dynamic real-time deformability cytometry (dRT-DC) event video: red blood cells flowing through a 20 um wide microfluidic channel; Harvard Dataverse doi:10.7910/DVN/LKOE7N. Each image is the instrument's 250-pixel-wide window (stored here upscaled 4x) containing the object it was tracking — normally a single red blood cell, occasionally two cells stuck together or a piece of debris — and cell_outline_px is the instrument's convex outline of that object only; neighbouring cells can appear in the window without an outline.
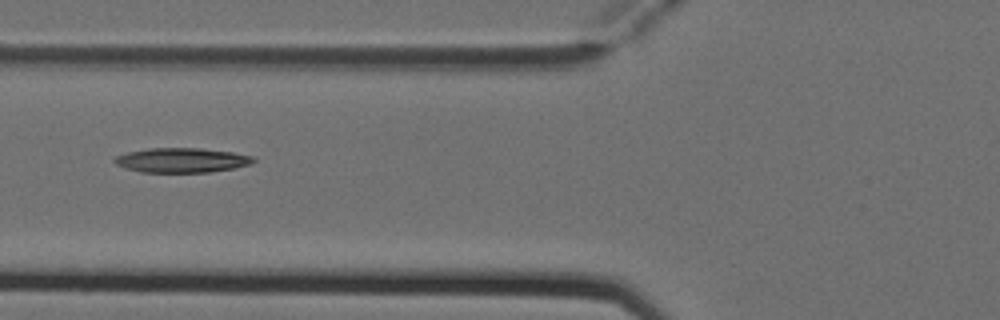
{"species": "Egyptian fruit bat (a non-hibernating species)", "species_latin": "Rousettus aegyptiacus", "temperature_condition": "cold", "stored_images_in_passage": 5, "camera_frame_rate_fps": 3000, "um_per_image_px": 0.085, "animal": {"sex": "female"}, "frame": {"image": 1, "passage_image": 4, "time_ms": 1.0, "image_size_px": [1000, 320], "cell_outline_px": [[256, 160], [252, 164], [232, 168], [208, 172], [140, 172], [116, 164], [112, 160], [116, 156], [128, 152], [148, 148], [200, 148], [232, 152], [252, 156]], "centroid_in_image_um": [15.45, 13.61], "position_along_channel_um": 110.4, "area_um2": 19.77}}
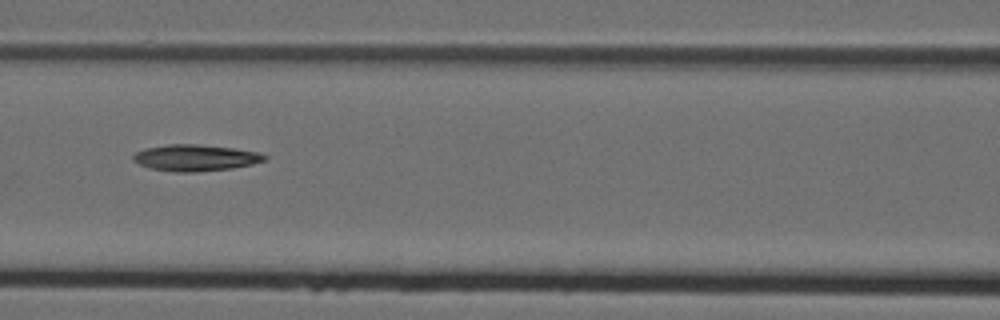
{"frame": {"image": 2, "passage_image": 5, "time_ms": 1.333, "image_size_px": [1000, 320], "cell_outline_px": [[268, 160], [252, 164], [232, 168], [196, 172], [176, 172], [148, 168], [132, 160], [132, 156], [136, 152], [144, 148], [168, 144], [196, 144], [232, 148], [260, 152], [268, 156]], "centroid_in_image_um": [16.61, 13.41], "position_along_channel_um": 150.0, "area_um2": 20.35}}